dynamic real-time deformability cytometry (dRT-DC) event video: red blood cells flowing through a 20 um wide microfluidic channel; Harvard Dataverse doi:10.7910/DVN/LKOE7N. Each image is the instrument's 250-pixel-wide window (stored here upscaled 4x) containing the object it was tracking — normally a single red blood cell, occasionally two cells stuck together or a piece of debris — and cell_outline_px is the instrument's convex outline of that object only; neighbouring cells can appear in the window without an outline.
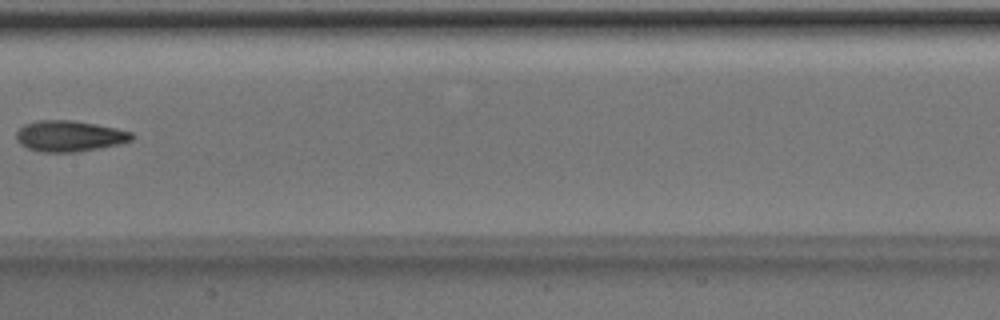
{"species": "Egyptian fruit bat (a non-hibernating species)", "species_latin": "Rousettus aegyptiacus", "temperature_condition": "room temperature", "stored_images_in_passage": 7, "camera_frame_rate_fps": 3000, "um_per_image_px": 0.085, "animal": {"sex": "male"}, "frame": {"image": 1, "passage_image": 7, "time_ms": 2.0, "image_size_px": [1000, 320], "cell_outline_px": [[136, 136], [132, 140], [120, 144], [76, 152], [40, 152], [28, 148], [20, 144], [16, 140], [16, 132], [24, 124], [36, 120], [72, 120], [96, 124], [116, 128], [132, 132]], "centroid_in_image_um": [5.9, 11.56], "position_along_channel_um": 201.5, "area_um2": 20.98}}